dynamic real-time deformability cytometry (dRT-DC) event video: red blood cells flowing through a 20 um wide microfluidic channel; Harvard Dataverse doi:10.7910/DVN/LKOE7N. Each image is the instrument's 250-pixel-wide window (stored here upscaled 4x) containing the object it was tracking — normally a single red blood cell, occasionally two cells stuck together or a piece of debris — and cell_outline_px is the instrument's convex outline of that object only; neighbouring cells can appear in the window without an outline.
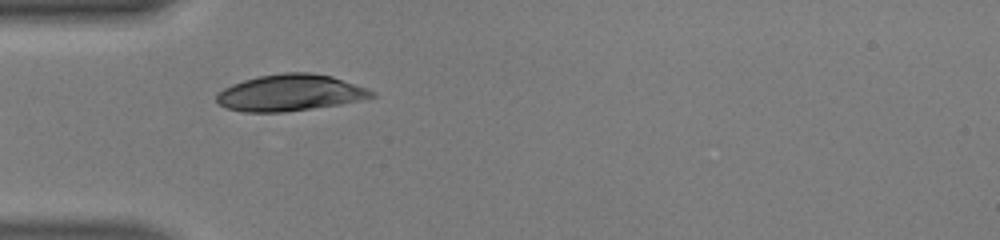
{"species": "human", "species_latin": "Homo sapiens", "temperature_condition": "warm", "stored_images_in_passage": 16, "camera_frame_rate_fps": 3000, "um_per_image_px": 0.085, "donor": {"sex": "male"}, "frame": {"image": 1, "passage_image": 1, "time_ms": 0.0, "image_size_px": [1000, 240], "cell_outline_px": [[376, 96], [360, 100], [340, 104], [284, 112], [244, 112], [224, 108], [216, 100], [216, 92], [232, 84], [244, 80], [260, 76], [284, 72], [312, 72], [332, 76], [368, 88], [376, 92]], "centroid_in_image_um": [24.66, 7.88], "position_along_channel_um": 60.3, "area_um2": 33.12}}
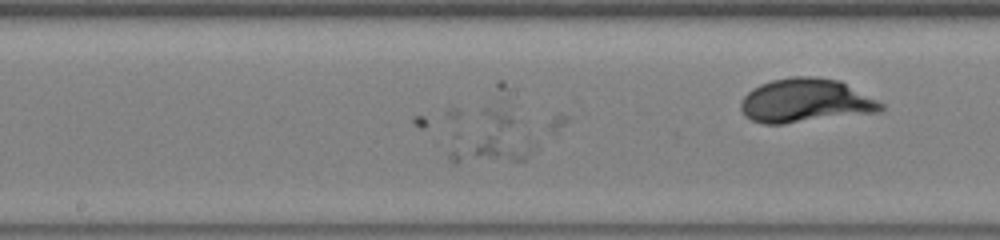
{"frame": {"image": 2, "passage_image": 10, "time_ms": 3.0, "image_size_px": [1000, 240], "cell_outline_px": [[536, 144], [524, 160], [520, 164], [476, 152], [476, 148], [480, 112], [496, 80], [504, 80]], "centroid_in_image_um": [42.78, 10.83], "position_along_channel_um": 205.4, "area_um2": 22.72}}
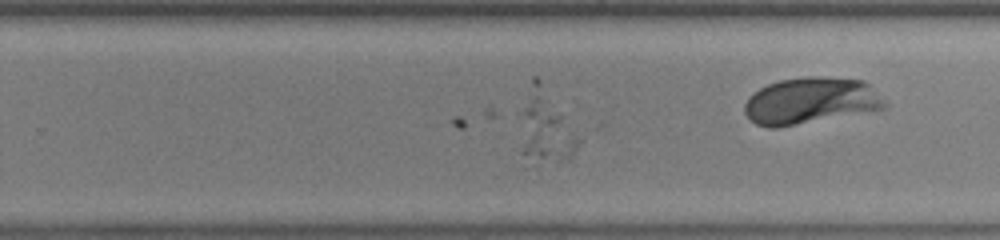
{"frame": {"image": 3, "passage_image": 16, "time_ms": 5.0, "image_size_px": [1000, 240], "cell_outline_px": [[888, 104], [884, 108], [776, 128], [768, 128], [756, 124], [744, 112], [744, 104], [748, 96], [760, 88], [768, 84], [780, 80], [808, 76], [820, 76], [864, 80]], "centroid_in_image_um": [68.85, 8.55], "position_along_channel_um": 260.9, "area_um2": 37.63}}